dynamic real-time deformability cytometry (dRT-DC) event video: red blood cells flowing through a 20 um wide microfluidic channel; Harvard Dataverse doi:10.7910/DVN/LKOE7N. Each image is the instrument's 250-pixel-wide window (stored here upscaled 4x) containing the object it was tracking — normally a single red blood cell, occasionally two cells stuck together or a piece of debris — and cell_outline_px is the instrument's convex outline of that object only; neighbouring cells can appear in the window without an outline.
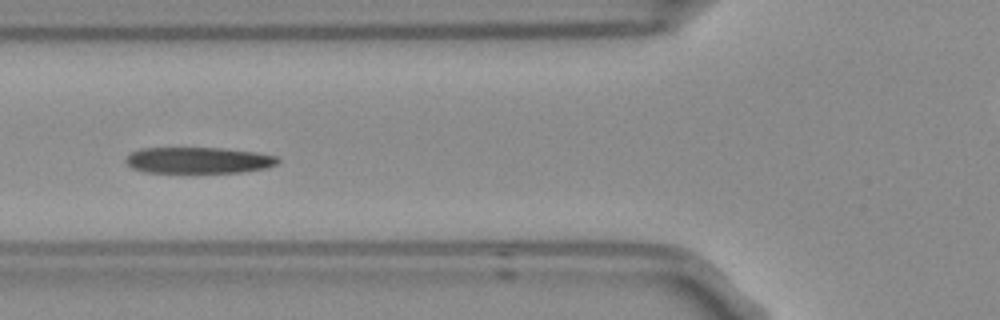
{"species": "Egyptian fruit bat (a non-hibernating species)", "species_latin": "Rousettus aegyptiacus", "temperature_condition": "room temperature", "stored_images_in_passage": 5, "camera_frame_rate_fps": 3000, "um_per_image_px": 0.085, "frame": {"image": 1, "passage_image": 5, "time_ms": 1.333, "image_size_px": [1000, 320], "cell_outline_px": [[280, 160], [276, 164], [268, 168], [240, 172], [144, 172], [132, 168], [124, 160], [132, 152], [140, 148], [220, 148], [256, 152], [276, 156]], "centroid_in_image_um": [16.87, 13.62], "position_along_channel_um": 108.9, "area_um2": 23.12}}